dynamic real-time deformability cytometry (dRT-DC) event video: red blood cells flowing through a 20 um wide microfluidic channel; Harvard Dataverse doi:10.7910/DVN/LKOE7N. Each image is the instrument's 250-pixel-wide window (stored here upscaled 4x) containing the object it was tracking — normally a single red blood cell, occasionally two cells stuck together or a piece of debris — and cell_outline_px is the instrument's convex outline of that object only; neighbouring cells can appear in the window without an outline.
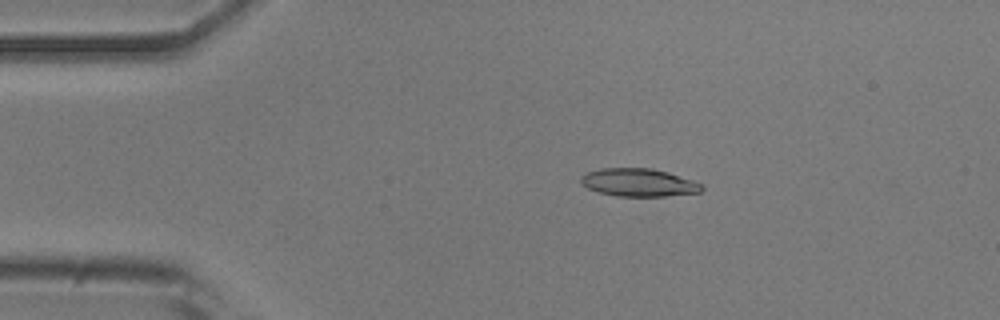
{"species": "common noctule bat (a hibernating species)", "species_latin": "Nyctalus noctula", "temperature_condition": "room temperature", "stored_images_in_passage": 18, "camera_frame_rate_fps": 3000, "um_per_image_px": 0.085, "animal": {"sex": "male", "body_mass_g": 20.5, "forearm_length_mm": 52.5}, "frame": {"image": 1, "passage_image": 10, "time_ms": 3.0, "image_size_px": [1000, 320], "cell_outline_px": [[704, 188], [700, 192], [664, 196], [616, 196], [600, 192], [588, 188], [580, 180], [580, 176], [588, 172], [600, 168], [648, 168], [668, 172], [704, 184]], "centroid_in_image_um": [54.31, 15.51], "position_along_channel_um": 30.7, "area_um2": 19.54}}
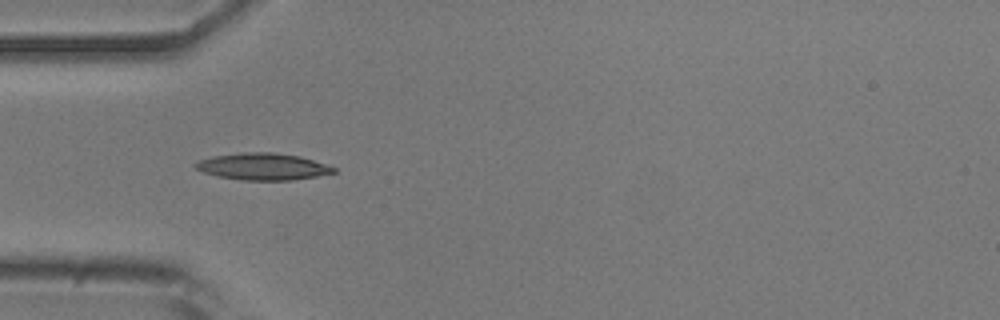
{"frame": {"image": 2, "passage_image": 16, "time_ms": 5.0, "image_size_px": [1000, 320], "cell_outline_px": [[336, 172], [316, 176], [292, 180], [240, 180], [216, 176], [204, 172], [196, 168], [192, 164], [200, 160], [212, 156], [244, 152], [272, 152], [300, 156], [336, 168]], "centroid_in_image_um": [22.31, 14.16], "position_along_channel_um": 62.7, "area_um2": 21.5}}